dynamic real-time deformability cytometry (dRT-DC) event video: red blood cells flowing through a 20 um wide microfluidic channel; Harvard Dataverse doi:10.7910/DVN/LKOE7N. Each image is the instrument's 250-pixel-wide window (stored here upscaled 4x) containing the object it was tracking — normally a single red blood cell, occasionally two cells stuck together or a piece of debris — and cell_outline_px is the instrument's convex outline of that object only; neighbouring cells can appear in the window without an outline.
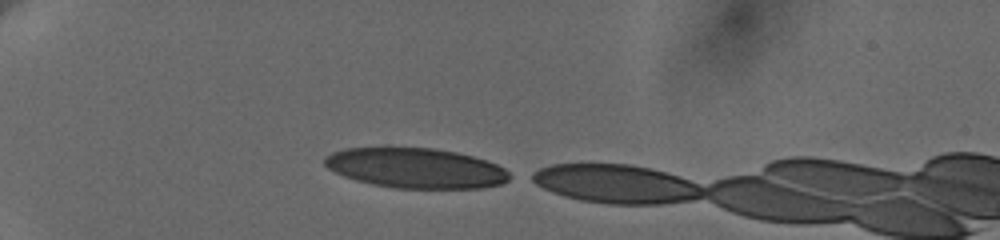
{"species": "human", "species_latin": "Homo sapiens", "temperature_condition": "cold", "stored_images_in_passage": 8, "camera_frame_rate_fps": 3000, "um_per_image_px": 0.085, "donor": {"sex": "female"}, "frame": {"image": 1, "passage_image": 1, "time_ms": 0.0, "image_size_px": [1000, 240], "cell_outline_px": [[516, 176], [500, 184], [484, 188], [396, 188], [372, 184], [356, 180], [344, 176], [328, 168], [324, 164], [324, 156], [332, 152], [344, 148], [388, 144], [432, 148], [456, 152], [472, 156], [496, 164], [504, 168]], "centroid_in_image_um": [35.3, 14.24], "position_along_channel_um": 49.7, "area_um2": 44.45}}
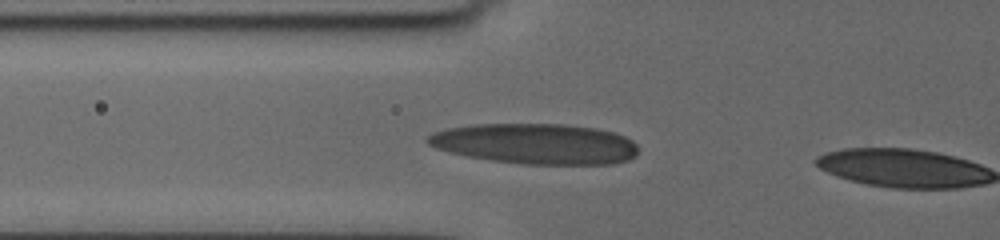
{"frame": {"image": 2, "passage_image": 7, "time_ms": 2.0, "image_size_px": [1000, 240], "cell_outline_px": [[640, 148], [636, 156], [628, 160], [612, 164], [520, 164], [464, 156], [448, 152], [436, 148], [428, 144], [424, 140], [424, 136], [432, 132], [448, 128], [472, 124], [564, 124], [596, 128], [616, 132], [632, 140]], "centroid_in_image_um": [45.5, 12.22], "position_along_channel_um": 80.3, "area_um2": 50.34}}